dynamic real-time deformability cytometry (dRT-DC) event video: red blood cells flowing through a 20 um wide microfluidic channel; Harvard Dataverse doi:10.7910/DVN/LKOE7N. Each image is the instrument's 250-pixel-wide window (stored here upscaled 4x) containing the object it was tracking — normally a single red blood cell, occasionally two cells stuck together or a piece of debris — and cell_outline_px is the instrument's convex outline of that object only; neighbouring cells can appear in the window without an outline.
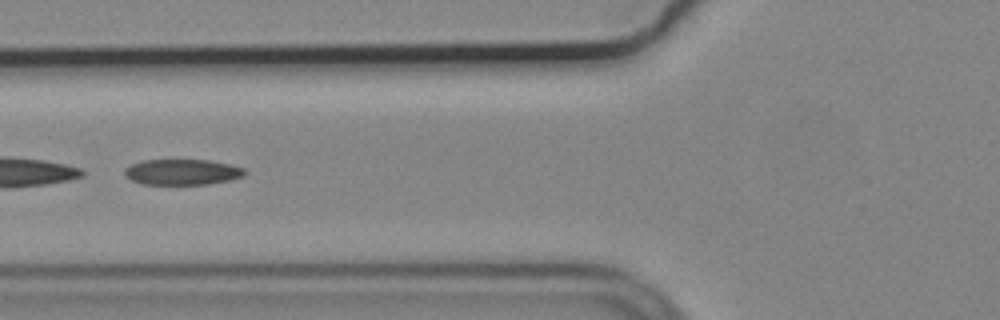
{"species": "common noctule bat (a hibernating species)", "species_latin": "Nyctalus noctula", "temperature_condition": "cold", "stored_images_in_passage": 52, "camera_frame_rate_fps": 3000, "um_per_image_px": 0.085, "animal": {"sex": "male", "body_mass_g": 19.2, "forearm_length_mm": 51.8}, "frame": {"image": 1, "passage_image": 19, "time_ms": 6.0, "image_size_px": [1000, 320], "cell_outline_px": [[248, 172], [244, 176], [232, 180], [208, 184], [140, 184], [124, 176], [124, 168], [132, 164], [144, 160], [208, 160], [232, 164], [244, 168]], "centroid_in_image_um": [15.53, 14.62], "position_along_channel_um": 110.3, "area_um2": 18.21}}
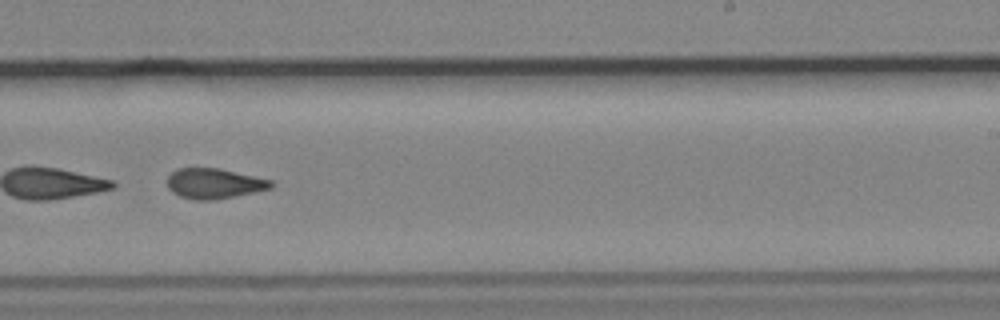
{"frame": {"image": 2, "passage_image": 32, "time_ms": 10.333, "image_size_px": [1000, 320], "cell_outline_px": [[276, 184], [272, 188], [256, 192], [212, 200], [196, 200], [180, 196], [172, 192], [168, 188], [168, 176], [176, 168], [220, 168], [272, 180]], "centroid_in_image_um": [18.23, 15.59], "position_along_channel_um": 270.8, "area_um2": 18.38}, "authors_computed_cell_mechanics": {"area_um2": 26.4724, "velocity_mm_per_s": 3.7028, "shape_relaxation_time_tau1_ms": null, "shape_relaxation_time_tau2_ms": 3.9281, "deformation_change_tau1": null, "deformation_change_tau2": 0.1085}}